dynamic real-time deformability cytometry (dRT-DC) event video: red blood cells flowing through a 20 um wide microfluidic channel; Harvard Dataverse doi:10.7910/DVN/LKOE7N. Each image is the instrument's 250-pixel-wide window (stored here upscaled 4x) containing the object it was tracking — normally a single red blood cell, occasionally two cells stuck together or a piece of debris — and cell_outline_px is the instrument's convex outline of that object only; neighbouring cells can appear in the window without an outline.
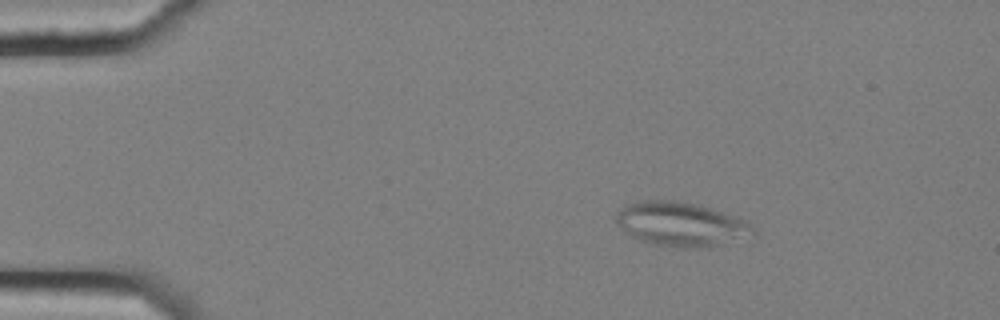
{"species": "common noctule bat (a hibernating species)", "species_latin": "Nyctalus noctula", "temperature_condition": "cold", "stored_images_in_passage": 5, "camera_frame_rate_fps": 3000, "um_per_image_px": 0.085, "animal": {"sex": "female", "body_mass_g": 25.1}, "frame": {"image": 1, "passage_image": 2, "time_ms": 0.333, "image_size_px": [1000, 320], "cell_outline_px": [[756, 236], [708, 248], [684, 248], [652, 244], [640, 240], [624, 232], [616, 224], [616, 212], [624, 204], [636, 200], [676, 200], [708, 208], [748, 220], [756, 228]], "centroid_in_image_um": [57.91, 19.07], "position_along_channel_um": 27.1, "area_um2": 35.95}}
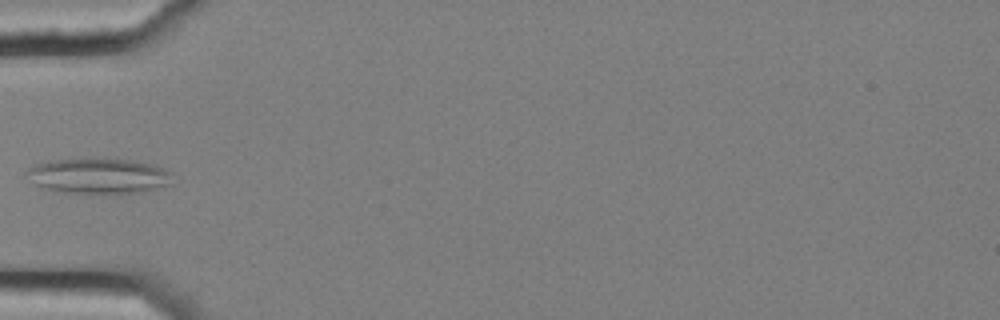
{"frame": {"image": 2, "passage_image": 5, "time_ms": 1.333, "image_size_px": [1000, 320], "cell_outline_px": [[172, 184], [140, 192], [68, 192], [40, 188], [24, 176], [24, 172], [28, 168], [36, 164], [48, 160], [92, 156], [132, 160], [164, 168], [172, 172]], "centroid_in_image_um": [8.31, 14.9], "position_along_channel_um": 76.7, "area_um2": 30.63}}